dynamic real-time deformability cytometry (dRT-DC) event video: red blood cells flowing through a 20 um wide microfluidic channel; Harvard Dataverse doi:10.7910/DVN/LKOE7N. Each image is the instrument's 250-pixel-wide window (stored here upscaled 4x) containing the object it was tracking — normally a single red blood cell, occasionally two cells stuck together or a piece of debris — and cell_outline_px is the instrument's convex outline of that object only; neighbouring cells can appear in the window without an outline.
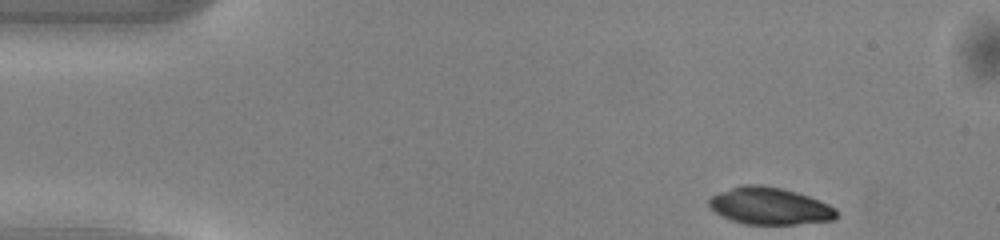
{"species": "common noctule bat (a hibernating species)", "species_latin": "Nyctalus noctula", "temperature_condition": "warm", "stored_images_in_passage": 45, "camera_frame_rate_fps": 3000, "um_per_image_px": 0.085, "animal": {"sex": "male", "body_mass_g": 13.0, "forearm_length_mm": 53.1}, "frame": {"image": 1, "passage_image": 1, "time_ms": 0.0, "image_size_px": [1000, 240], "cell_outline_px": [[836, 216], [832, 220], [796, 224], [744, 224], [732, 220], [716, 212], [708, 204], [708, 200], [712, 196], [720, 192], [744, 184], [760, 184], [780, 188], [796, 192], [808, 196], [828, 204], [836, 208]], "centroid_in_image_um": [65.42, 17.51], "position_along_channel_um": 19.6, "area_um2": 27.17}}
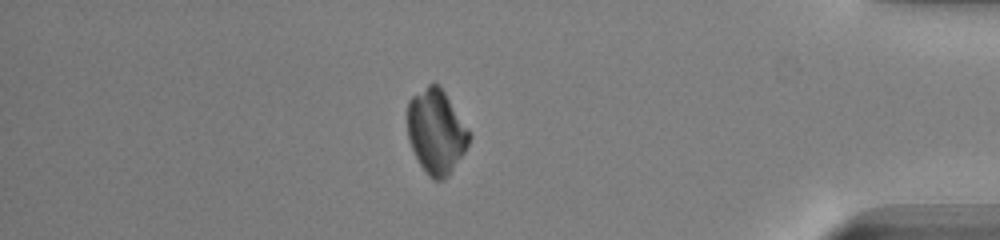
{"frame": {"image": 2, "passage_image": 38, "time_ms": 12.333, "image_size_px": [1000, 240], "cell_outline_px": [[472, 136], [464, 152], [448, 176], [444, 180], [432, 180], [428, 176], [420, 164], [408, 140], [408, 100], [412, 96], [428, 84], [436, 84], [444, 92], [472, 132]], "centroid_in_image_um": [37.09, 11.2], "position_along_channel_um": 398.1, "area_um2": 30.35}}
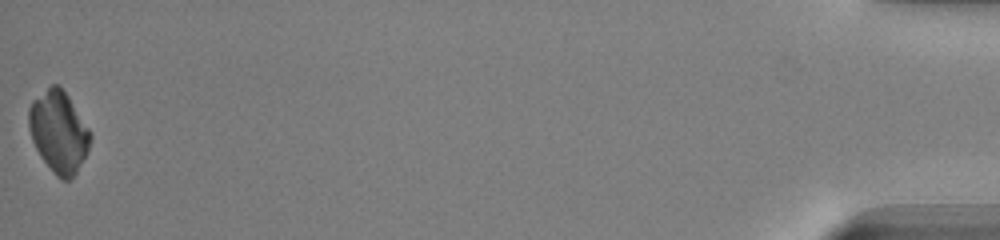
{"frame": {"image": 3, "passage_image": 45, "time_ms": 14.667, "image_size_px": [1000, 240], "cell_outline_px": [[92, 136], [88, 152], [76, 172], [68, 180], [60, 180], [56, 176], [40, 156], [32, 140], [28, 128], [28, 108], [32, 100], [52, 84], [56, 84], [68, 96], [92, 132]], "centroid_in_image_um": [4.99, 11.21], "position_along_channel_um": 430.2, "area_um2": 29.25}}